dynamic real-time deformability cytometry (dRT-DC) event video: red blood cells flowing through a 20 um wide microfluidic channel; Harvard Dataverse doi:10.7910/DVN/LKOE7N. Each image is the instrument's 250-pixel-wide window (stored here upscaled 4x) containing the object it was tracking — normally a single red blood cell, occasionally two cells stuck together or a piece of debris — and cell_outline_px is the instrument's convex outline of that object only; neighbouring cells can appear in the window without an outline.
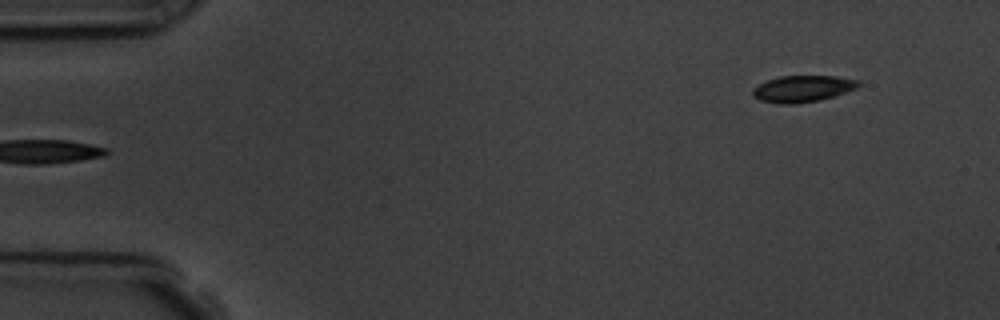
{"species": "common noctule bat (a hibernating species)", "species_latin": "Nyctalus noctula", "temperature_condition": "room temperature", "stored_images_in_passage": 2, "camera_frame_rate_fps": 3000, "um_per_image_px": 0.085, "animal": {"sex": "male", "body_mass_g": 19.5, "forearm_length_mm": 54.6}, "frame": {"image": 1, "passage_image": 2, "time_ms": 1.333, "image_size_px": [1000, 320], "cell_outline_px": [[860, 84], [856, 88], [836, 96], [820, 100], [796, 104], [780, 104], [760, 100], [752, 96], [752, 88], [768, 80], [780, 76], [836, 76], [860, 80]], "centroid_in_image_um": [68.23, 7.55], "position_along_channel_um": 16.8, "area_um2": 16.47}}